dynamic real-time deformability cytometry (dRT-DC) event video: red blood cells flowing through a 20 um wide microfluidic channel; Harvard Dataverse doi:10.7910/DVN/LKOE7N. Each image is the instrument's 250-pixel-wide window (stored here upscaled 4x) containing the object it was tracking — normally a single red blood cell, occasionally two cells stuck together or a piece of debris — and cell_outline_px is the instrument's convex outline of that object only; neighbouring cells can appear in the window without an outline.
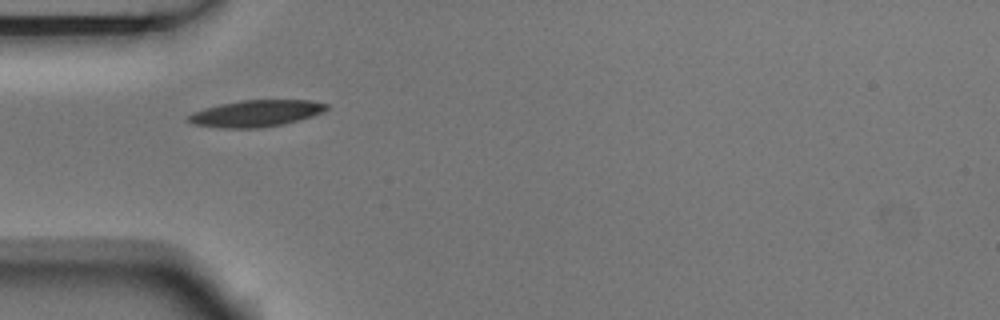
{"species": "Egyptian fruit bat (a non-hibernating species)", "species_latin": "Rousettus aegyptiacus", "temperature_condition": "room temperature", "stored_images_in_passage": 2, "camera_frame_rate_fps": 3000, "um_per_image_px": 0.085, "animal": {"sex": "male"}, "frame": {"image": 1, "passage_image": 1, "time_ms": 0.0, "image_size_px": [1000, 320], "cell_outline_px": [[328, 108], [324, 112], [312, 116], [284, 124], [260, 128], [220, 128], [192, 124], [188, 120], [188, 116], [192, 112], [204, 108], [220, 104], [240, 100], [308, 100], [328, 104]], "centroid_in_image_um": [21.75, 9.64], "position_along_channel_um": 63.2, "area_um2": 21.5}}
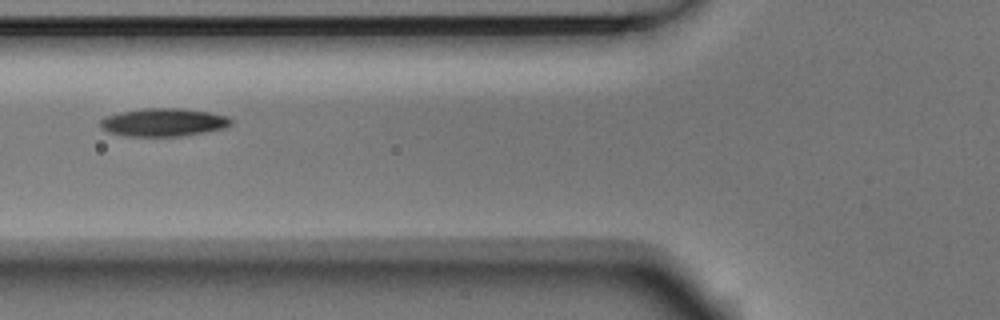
{"frame": {"image": 2, "passage_image": 2, "time_ms": 0.333, "image_size_px": [1000, 320], "cell_outline_px": [[232, 124], [224, 128], [204, 132], [180, 136], [124, 136], [108, 132], [100, 128], [100, 120], [104, 116], [120, 112], [144, 108], [180, 108], [208, 112], [228, 116], [232, 120]], "centroid_in_image_um": [13.86, 10.39], "position_along_channel_um": 111.9, "area_um2": 21.44}}